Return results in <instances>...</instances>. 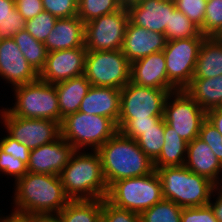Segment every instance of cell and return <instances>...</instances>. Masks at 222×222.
Instances as JSON below:
<instances>
[{
	"label": "cell",
	"mask_w": 222,
	"mask_h": 222,
	"mask_svg": "<svg viewBox=\"0 0 222 222\" xmlns=\"http://www.w3.org/2000/svg\"><path fill=\"white\" fill-rule=\"evenodd\" d=\"M14 183L12 213L31 217L58 214L70 201L59 175L27 172Z\"/></svg>",
	"instance_id": "obj_1"
},
{
	"label": "cell",
	"mask_w": 222,
	"mask_h": 222,
	"mask_svg": "<svg viewBox=\"0 0 222 222\" xmlns=\"http://www.w3.org/2000/svg\"><path fill=\"white\" fill-rule=\"evenodd\" d=\"M108 187L117 180L141 177L155 171L154 162L131 139L117 131L97 150Z\"/></svg>",
	"instance_id": "obj_2"
},
{
	"label": "cell",
	"mask_w": 222,
	"mask_h": 222,
	"mask_svg": "<svg viewBox=\"0 0 222 222\" xmlns=\"http://www.w3.org/2000/svg\"><path fill=\"white\" fill-rule=\"evenodd\" d=\"M59 176L70 200L106 198L108 185L97 151L76 150Z\"/></svg>",
	"instance_id": "obj_3"
},
{
	"label": "cell",
	"mask_w": 222,
	"mask_h": 222,
	"mask_svg": "<svg viewBox=\"0 0 222 222\" xmlns=\"http://www.w3.org/2000/svg\"><path fill=\"white\" fill-rule=\"evenodd\" d=\"M156 171L163 199L173 201L181 208L204 206L212 199L215 184L184 165L157 168Z\"/></svg>",
	"instance_id": "obj_4"
},
{
	"label": "cell",
	"mask_w": 222,
	"mask_h": 222,
	"mask_svg": "<svg viewBox=\"0 0 222 222\" xmlns=\"http://www.w3.org/2000/svg\"><path fill=\"white\" fill-rule=\"evenodd\" d=\"M117 131L110 118L80 111L65 116L60 124V136L80 151L87 147L97 151Z\"/></svg>",
	"instance_id": "obj_5"
},
{
	"label": "cell",
	"mask_w": 222,
	"mask_h": 222,
	"mask_svg": "<svg viewBox=\"0 0 222 222\" xmlns=\"http://www.w3.org/2000/svg\"><path fill=\"white\" fill-rule=\"evenodd\" d=\"M11 89L16 102L14 106L5 108L10 114L21 118L51 119L61 124L63 118L55 85L38 78Z\"/></svg>",
	"instance_id": "obj_6"
},
{
	"label": "cell",
	"mask_w": 222,
	"mask_h": 222,
	"mask_svg": "<svg viewBox=\"0 0 222 222\" xmlns=\"http://www.w3.org/2000/svg\"><path fill=\"white\" fill-rule=\"evenodd\" d=\"M112 205L141 213L163 199L157 171L141 177L117 180L108 187L105 198Z\"/></svg>",
	"instance_id": "obj_7"
},
{
	"label": "cell",
	"mask_w": 222,
	"mask_h": 222,
	"mask_svg": "<svg viewBox=\"0 0 222 222\" xmlns=\"http://www.w3.org/2000/svg\"><path fill=\"white\" fill-rule=\"evenodd\" d=\"M131 63L119 50L87 51L86 79L91 86L122 89L130 82Z\"/></svg>",
	"instance_id": "obj_8"
},
{
	"label": "cell",
	"mask_w": 222,
	"mask_h": 222,
	"mask_svg": "<svg viewBox=\"0 0 222 222\" xmlns=\"http://www.w3.org/2000/svg\"><path fill=\"white\" fill-rule=\"evenodd\" d=\"M163 119L189 143L199 137L201 125L207 119V112L185 90H176L170 92L166 98Z\"/></svg>",
	"instance_id": "obj_9"
},
{
	"label": "cell",
	"mask_w": 222,
	"mask_h": 222,
	"mask_svg": "<svg viewBox=\"0 0 222 222\" xmlns=\"http://www.w3.org/2000/svg\"><path fill=\"white\" fill-rule=\"evenodd\" d=\"M197 37L175 39L166 42L163 50L168 81L177 89L184 90L193 78L196 61L203 40Z\"/></svg>",
	"instance_id": "obj_10"
},
{
	"label": "cell",
	"mask_w": 222,
	"mask_h": 222,
	"mask_svg": "<svg viewBox=\"0 0 222 222\" xmlns=\"http://www.w3.org/2000/svg\"><path fill=\"white\" fill-rule=\"evenodd\" d=\"M128 22L126 8L88 21L85 23V48L87 51L121 49Z\"/></svg>",
	"instance_id": "obj_11"
},
{
	"label": "cell",
	"mask_w": 222,
	"mask_h": 222,
	"mask_svg": "<svg viewBox=\"0 0 222 222\" xmlns=\"http://www.w3.org/2000/svg\"><path fill=\"white\" fill-rule=\"evenodd\" d=\"M170 92L165 89L139 86L131 81L121 89L118 120L149 119L163 116L164 104Z\"/></svg>",
	"instance_id": "obj_12"
},
{
	"label": "cell",
	"mask_w": 222,
	"mask_h": 222,
	"mask_svg": "<svg viewBox=\"0 0 222 222\" xmlns=\"http://www.w3.org/2000/svg\"><path fill=\"white\" fill-rule=\"evenodd\" d=\"M0 119L7 133L30 150L55 141L60 136V124L51 119L21 118L0 110Z\"/></svg>",
	"instance_id": "obj_13"
},
{
	"label": "cell",
	"mask_w": 222,
	"mask_h": 222,
	"mask_svg": "<svg viewBox=\"0 0 222 222\" xmlns=\"http://www.w3.org/2000/svg\"><path fill=\"white\" fill-rule=\"evenodd\" d=\"M86 53L85 47L48 52L45 65L39 73V79L55 85L83 75Z\"/></svg>",
	"instance_id": "obj_14"
},
{
	"label": "cell",
	"mask_w": 222,
	"mask_h": 222,
	"mask_svg": "<svg viewBox=\"0 0 222 222\" xmlns=\"http://www.w3.org/2000/svg\"><path fill=\"white\" fill-rule=\"evenodd\" d=\"M75 151L71 144L59 136L53 142L30 150L28 172L60 175Z\"/></svg>",
	"instance_id": "obj_15"
},
{
	"label": "cell",
	"mask_w": 222,
	"mask_h": 222,
	"mask_svg": "<svg viewBox=\"0 0 222 222\" xmlns=\"http://www.w3.org/2000/svg\"><path fill=\"white\" fill-rule=\"evenodd\" d=\"M0 77L11 87L39 78V73L31 67L12 37H3L0 43Z\"/></svg>",
	"instance_id": "obj_16"
},
{
	"label": "cell",
	"mask_w": 222,
	"mask_h": 222,
	"mask_svg": "<svg viewBox=\"0 0 222 222\" xmlns=\"http://www.w3.org/2000/svg\"><path fill=\"white\" fill-rule=\"evenodd\" d=\"M166 42L165 34L139 27L129 20L121 51L132 63L150 54L163 51Z\"/></svg>",
	"instance_id": "obj_17"
},
{
	"label": "cell",
	"mask_w": 222,
	"mask_h": 222,
	"mask_svg": "<svg viewBox=\"0 0 222 222\" xmlns=\"http://www.w3.org/2000/svg\"><path fill=\"white\" fill-rule=\"evenodd\" d=\"M176 9L173 0H142L127 10L129 20L147 30L165 34L169 26L170 14Z\"/></svg>",
	"instance_id": "obj_18"
},
{
	"label": "cell",
	"mask_w": 222,
	"mask_h": 222,
	"mask_svg": "<svg viewBox=\"0 0 222 222\" xmlns=\"http://www.w3.org/2000/svg\"><path fill=\"white\" fill-rule=\"evenodd\" d=\"M130 81L139 86L165 89L169 92L177 90L168 81L163 51L150 54L132 62Z\"/></svg>",
	"instance_id": "obj_19"
},
{
	"label": "cell",
	"mask_w": 222,
	"mask_h": 222,
	"mask_svg": "<svg viewBox=\"0 0 222 222\" xmlns=\"http://www.w3.org/2000/svg\"><path fill=\"white\" fill-rule=\"evenodd\" d=\"M121 89L91 86L81 102L79 111L110 118L116 125L120 117Z\"/></svg>",
	"instance_id": "obj_20"
},
{
	"label": "cell",
	"mask_w": 222,
	"mask_h": 222,
	"mask_svg": "<svg viewBox=\"0 0 222 222\" xmlns=\"http://www.w3.org/2000/svg\"><path fill=\"white\" fill-rule=\"evenodd\" d=\"M85 23L78 17L58 18L44 42L48 52L85 47Z\"/></svg>",
	"instance_id": "obj_21"
},
{
	"label": "cell",
	"mask_w": 222,
	"mask_h": 222,
	"mask_svg": "<svg viewBox=\"0 0 222 222\" xmlns=\"http://www.w3.org/2000/svg\"><path fill=\"white\" fill-rule=\"evenodd\" d=\"M184 166L193 173L208 178L214 184L222 174L221 162L208 144L199 137L188 143Z\"/></svg>",
	"instance_id": "obj_22"
},
{
	"label": "cell",
	"mask_w": 222,
	"mask_h": 222,
	"mask_svg": "<svg viewBox=\"0 0 222 222\" xmlns=\"http://www.w3.org/2000/svg\"><path fill=\"white\" fill-rule=\"evenodd\" d=\"M62 118L79 111L82 100L88 93L91 83L83 74L55 84Z\"/></svg>",
	"instance_id": "obj_23"
},
{
	"label": "cell",
	"mask_w": 222,
	"mask_h": 222,
	"mask_svg": "<svg viewBox=\"0 0 222 222\" xmlns=\"http://www.w3.org/2000/svg\"><path fill=\"white\" fill-rule=\"evenodd\" d=\"M222 75V39L206 37L200 47L193 78Z\"/></svg>",
	"instance_id": "obj_24"
},
{
	"label": "cell",
	"mask_w": 222,
	"mask_h": 222,
	"mask_svg": "<svg viewBox=\"0 0 222 222\" xmlns=\"http://www.w3.org/2000/svg\"><path fill=\"white\" fill-rule=\"evenodd\" d=\"M184 90L206 112L222 106V75L213 78H192Z\"/></svg>",
	"instance_id": "obj_25"
},
{
	"label": "cell",
	"mask_w": 222,
	"mask_h": 222,
	"mask_svg": "<svg viewBox=\"0 0 222 222\" xmlns=\"http://www.w3.org/2000/svg\"><path fill=\"white\" fill-rule=\"evenodd\" d=\"M164 145L160 155L153 161L157 168L182 166L185 164L188 143L174 132L164 121Z\"/></svg>",
	"instance_id": "obj_26"
},
{
	"label": "cell",
	"mask_w": 222,
	"mask_h": 222,
	"mask_svg": "<svg viewBox=\"0 0 222 222\" xmlns=\"http://www.w3.org/2000/svg\"><path fill=\"white\" fill-rule=\"evenodd\" d=\"M58 214L63 222H102V199L70 200Z\"/></svg>",
	"instance_id": "obj_27"
},
{
	"label": "cell",
	"mask_w": 222,
	"mask_h": 222,
	"mask_svg": "<svg viewBox=\"0 0 222 222\" xmlns=\"http://www.w3.org/2000/svg\"><path fill=\"white\" fill-rule=\"evenodd\" d=\"M12 38L15 40L17 46L31 67L40 73L45 65L48 55L44 43L33 38L26 30L18 32Z\"/></svg>",
	"instance_id": "obj_28"
},
{
	"label": "cell",
	"mask_w": 222,
	"mask_h": 222,
	"mask_svg": "<svg viewBox=\"0 0 222 222\" xmlns=\"http://www.w3.org/2000/svg\"><path fill=\"white\" fill-rule=\"evenodd\" d=\"M26 20L15 8V0H0V34L13 37L25 30Z\"/></svg>",
	"instance_id": "obj_29"
},
{
	"label": "cell",
	"mask_w": 222,
	"mask_h": 222,
	"mask_svg": "<svg viewBox=\"0 0 222 222\" xmlns=\"http://www.w3.org/2000/svg\"><path fill=\"white\" fill-rule=\"evenodd\" d=\"M182 208L173 201L162 199L141 212V222H181Z\"/></svg>",
	"instance_id": "obj_30"
},
{
	"label": "cell",
	"mask_w": 222,
	"mask_h": 222,
	"mask_svg": "<svg viewBox=\"0 0 222 222\" xmlns=\"http://www.w3.org/2000/svg\"><path fill=\"white\" fill-rule=\"evenodd\" d=\"M136 142L140 149L151 159L155 160L164 145V119L162 118L153 128L142 131Z\"/></svg>",
	"instance_id": "obj_31"
},
{
	"label": "cell",
	"mask_w": 222,
	"mask_h": 222,
	"mask_svg": "<svg viewBox=\"0 0 222 222\" xmlns=\"http://www.w3.org/2000/svg\"><path fill=\"white\" fill-rule=\"evenodd\" d=\"M200 33L199 27L190 21L180 10L175 9L170 14L169 26H166L165 30L167 41L197 37Z\"/></svg>",
	"instance_id": "obj_32"
},
{
	"label": "cell",
	"mask_w": 222,
	"mask_h": 222,
	"mask_svg": "<svg viewBox=\"0 0 222 222\" xmlns=\"http://www.w3.org/2000/svg\"><path fill=\"white\" fill-rule=\"evenodd\" d=\"M122 7L119 0H78L77 16L87 23L102 15H107Z\"/></svg>",
	"instance_id": "obj_33"
},
{
	"label": "cell",
	"mask_w": 222,
	"mask_h": 222,
	"mask_svg": "<svg viewBox=\"0 0 222 222\" xmlns=\"http://www.w3.org/2000/svg\"><path fill=\"white\" fill-rule=\"evenodd\" d=\"M199 29L206 37L222 39V0H210L206 3L204 22Z\"/></svg>",
	"instance_id": "obj_34"
},
{
	"label": "cell",
	"mask_w": 222,
	"mask_h": 222,
	"mask_svg": "<svg viewBox=\"0 0 222 222\" xmlns=\"http://www.w3.org/2000/svg\"><path fill=\"white\" fill-rule=\"evenodd\" d=\"M58 18L42 11L36 17L26 21L25 30L36 40L44 43L50 32L53 30Z\"/></svg>",
	"instance_id": "obj_35"
},
{
	"label": "cell",
	"mask_w": 222,
	"mask_h": 222,
	"mask_svg": "<svg viewBox=\"0 0 222 222\" xmlns=\"http://www.w3.org/2000/svg\"><path fill=\"white\" fill-rule=\"evenodd\" d=\"M163 116H149V119L118 120L117 128L123 135L136 139L142 131L153 128Z\"/></svg>",
	"instance_id": "obj_36"
},
{
	"label": "cell",
	"mask_w": 222,
	"mask_h": 222,
	"mask_svg": "<svg viewBox=\"0 0 222 222\" xmlns=\"http://www.w3.org/2000/svg\"><path fill=\"white\" fill-rule=\"evenodd\" d=\"M176 9L180 10L190 21L199 28L203 25L206 0H173Z\"/></svg>",
	"instance_id": "obj_37"
},
{
	"label": "cell",
	"mask_w": 222,
	"mask_h": 222,
	"mask_svg": "<svg viewBox=\"0 0 222 222\" xmlns=\"http://www.w3.org/2000/svg\"><path fill=\"white\" fill-rule=\"evenodd\" d=\"M102 222H141L139 213L121 209L102 199Z\"/></svg>",
	"instance_id": "obj_38"
},
{
	"label": "cell",
	"mask_w": 222,
	"mask_h": 222,
	"mask_svg": "<svg viewBox=\"0 0 222 222\" xmlns=\"http://www.w3.org/2000/svg\"><path fill=\"white\" fill-rule=\"evenodd\" d=\"M44 11L56 18L74 17L78 14V0H42Z\"/></svg>",
	"instance_id": "obj_39"
},
{
	"label": "cell",
	"mask_w": 222,
	"mask_h": 222,
	"mask_svg": "<svg viewBox=\"0 0 222 222\" xmlns=\"http://www.w3.org/2000/svg\"><path fill=\"white\" fill-rule=\"evenodd\" d=\"M199 138L208 144L222 164V134L208 119L201 125Z\"/></svg>",
	"instance_id": "obj_40"
},
{
	"label": "cell",
	"mask_w": 222,
	"mask_h": 222,
	"mask_svg": "<svg viewBox=\"0 0 222 222\" xmlns=\"http://www.w3.org/2000/svg\"><path fill=\"white\" fill-rule=\"evenodd\" d=\"M0 172V175L6 174L7 176L14 177L16 181L23 177L28 172V169L25 162L0 149Z\"/></svg>",
	"instance_id": "obj_41"
},
{
	"label": "cell",
	"mask_w": 222,
	"mask_h": 222,
	"mask_svg": "<svg viewBox=\"0 0 222 222\" xmlns=\"http://www.w3.org/2000/svg\"><path fill=\"white\" fill-rule=\"evenodd\" d=\"M0 149L7 154L14 155V157L28 164L30 157V149L27 145L20 143L17 139L7 136L0 138Z\"/></svg>",
	"instance_id": "obj_42"
},
{
	"label": "cell",
	"mask_w": 222,
	"mask_h": 222,
	"mask_svg": "<svg viewBox=\"0 0 222 222\" xmlns=\"http://www.w3.org/2000/svg\"><path fill=\"white\" fill-rule=\"evenodd\" d=\"M181 222H218L210 205L182 208Z\"/></svg>",
	"instance_id": "obj_43"
},
{
	"label": "cell",
	"mask_w": 222,
	"mask_h": 222,
	"mask_svg": "<svg viewBox=\"0 0 222 222\" xmlns=\"http://www.w3.org/2000/svg\"><path fill=\"white\" fill-rule=\"evenodd\" d=\"M15 8L26 21L44 11L42 0H15Z\"/></svg>",
	"instance_id": "obj_44"
},
{
	"label": "cell",
	"mask_w": 222,
	"mask_h": 222,
	"mask_svg": "<svg viewBox=\"0 0 222 222\" xmlns=\"http://www.w3.org/2000/svg\"><path fill=\"white\" fill-rule=\"evenodd\" d=\"M215 194H217L215 202H213V200H210L208 204L213 210L214 216L218 220V222H222V191H218L216 190V188H214L212 193L213 198L214 196H216Z\"/></svg>",
	"instance_id": "obj_45"
},
{
	"label": "cell",
	"mask_w": 222,
	"mask_h": 222,
	"mask_svg": "<svg viewBox=\"0 0 222 222\" xmlns=\"http://www.w3.org/2000/svg\"><path fill=\"white\" fill-rule=\"evenodd\" d=\"M207 119L222 134V106L207 111Z\"/></svg>",
	"instance_id": "obj_46"
},
{
	"label": "cell",
	"mask_w": 222,
	"mask_h": 222,
	"mask_svg": "<svg viewBox=\"0 0 222 222\" xmlns=\"http://www.w3.org/2000/svg\"><path fill=\"white\" fill-rule=\"evenodd\" d=\"M2 216L3 215L0 216V222H35L31 216L19 215L12 212L9 215Z\"/></svg>",
	"instance_id": "obj_47"
},
{
	"label": "cell",
	"mask_w": 222,
	"mask_h": 222,
	"mask_svg": "<svg viewBox=\"0 0 222 222\" xmlns=\"http://www.w3.org/2000/svg\"><path fill=\"white\" fill-rule=\"evenodd\" d=\"M33 218L35 222H63L59 214H40Z\"/></svg>",
	"instance_id": "obj_48"
},
{
	"label": "cell",
	"mask_w": 222,
	"mask_h": 222,
	"mask_svg": "<svg viewBox=\"0 0 222 222\" xmlns=\"http://www.w3.org/2000/svg\"><path fill=\"white\" fill-rule=\"evenodd\" d=\"M142 0H119L122 8L128 9L130 6L138 4Z\"/></svg>",
	"instance_id": "obj_49"
},
{
	"label": "cell",
	"mask_w": 222,
	"mask_h": 222,
	"mask_svg": "<svg viewBox=\"0 0 222 222\" xmlns=\"http://www.w3.org/2000/svg\"><path fill=\"white\" fill-rule=\"evenodd\" d=\"M220 176L221 177H219L218 181L215 183V188L218 191H222V174Z\"/></svg>",
	"instance_id": "obj_50"
},
{
	"label": "cell",
	"mask_w": 222,
	"mask_h": 222,
	"mask_svg": "<svg viewBox=\"0 0 222 222\" xmlns=\"http://www.w3.org/2000/svg\"><path fill=\"white\" fill-rule=\"evenodd\" d=\"M2 39H3V37H2V35L0 34V43H1Z\"/></svg>",
	"instance_id": "obj_51"
}]
</instances>
